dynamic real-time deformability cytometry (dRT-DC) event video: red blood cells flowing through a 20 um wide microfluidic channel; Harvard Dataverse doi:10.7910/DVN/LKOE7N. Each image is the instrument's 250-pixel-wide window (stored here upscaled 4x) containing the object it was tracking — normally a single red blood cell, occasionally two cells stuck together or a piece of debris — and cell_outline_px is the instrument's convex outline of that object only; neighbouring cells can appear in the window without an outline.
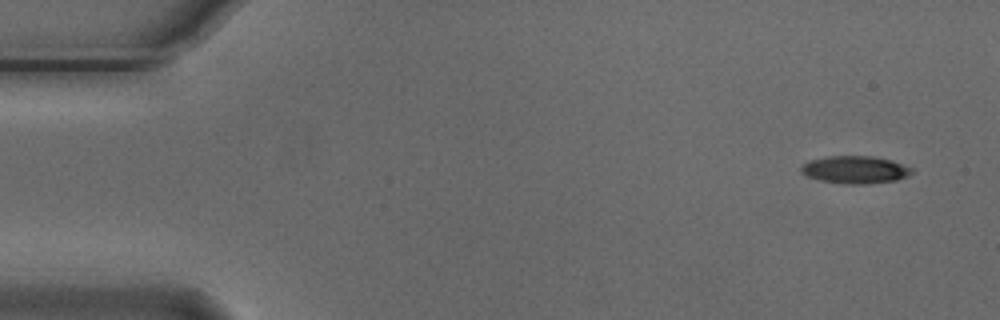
{"species": "Egyptian fruit bat (a non-hibernating species)", "species_latin": "Rousettus aegyptiacus", "temperature_condition": "cold", "stored_images_in_passage": 4, "camera_frame_rate_fps": 3000, "um_per_image_px": 0.085, "animal": {"sex": "male"}, "frame": {"image": 1, "passage_image": 1, "time_ms": 0.0, "image_size_px": [1000, 320], "cell_outline_px": [[912, 172], [908, 176], [896, 180], [864, 184], [844, 184], [820, 180], [808, 176], [800, 172], [800, 168], [804, 164], [812, 160], [828, 156], [872, 156], [892, 160], [912, 168]], "centroid_in_image_um": [72.69, 14.42], "position_along_channel_um": 12.3, "area_um2": 17.63}}
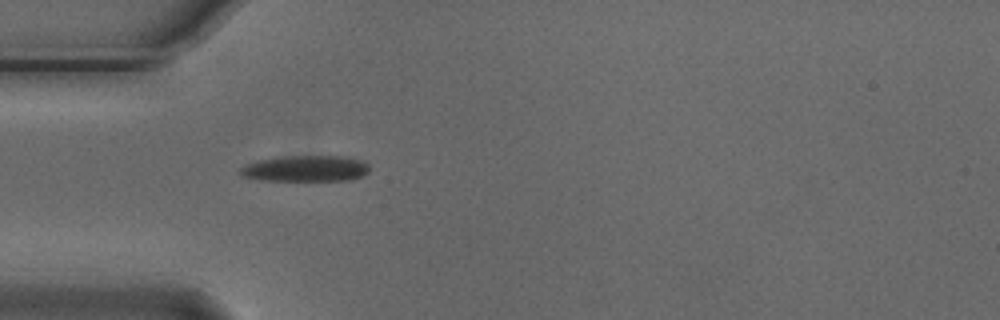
{"frame": {"image": 2, "passage_image": 4, "time_ms": 1.0, "image_size_px": [1000, 320], "cell_outline_px": [[368, 172], [352, 180], [264, 180], [244, 176], [240, 172], [240, 168], [248, 164], [260, 160], [292, 156], [344, 156], [364, 160], [368, 164]], "centroid_in_image_um": [26.06, 14.32], "position_along_channel_um": 58.9, "area_um2": 19.25}}